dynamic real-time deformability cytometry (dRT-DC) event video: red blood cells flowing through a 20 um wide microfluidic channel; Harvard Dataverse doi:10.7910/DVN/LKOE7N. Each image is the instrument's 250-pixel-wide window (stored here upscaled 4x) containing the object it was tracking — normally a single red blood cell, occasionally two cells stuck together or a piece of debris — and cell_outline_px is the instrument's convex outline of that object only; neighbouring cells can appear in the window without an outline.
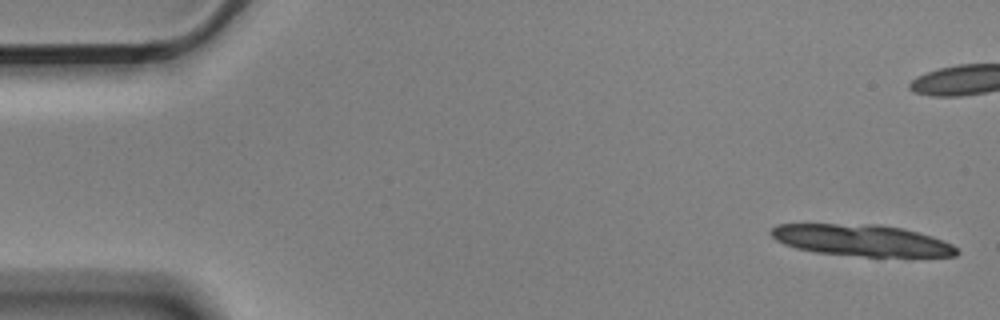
{"species": "Egyptian fruit bat (a non-hibernating species)", "species_latin": "Rousettus aegyptiacus", "temperature_condition": "cold", "stored_images_in_passage": 8, "camera_frame_rate_fps": 3000, "um_per_image_px": 0.085, "animal": {"sex": "male"}, "frame": {"image": 1, "passage_image": 1, "time_ms": 0.0, "image_size_px": [1000, 320], "cell_outline_px": [[960, 252], [956, 256], [864, 256], [816, 252], [796, 248], [784, 244], [776, 240], [768, 232], [776, 224], [880, 224], [904, 228], [920, 232], [932, 236], [952, 244]], "centroid_in_image_um": [73.24, 20.41], "position_along_channel_um": 11.8, "area_um2": 34.1}}
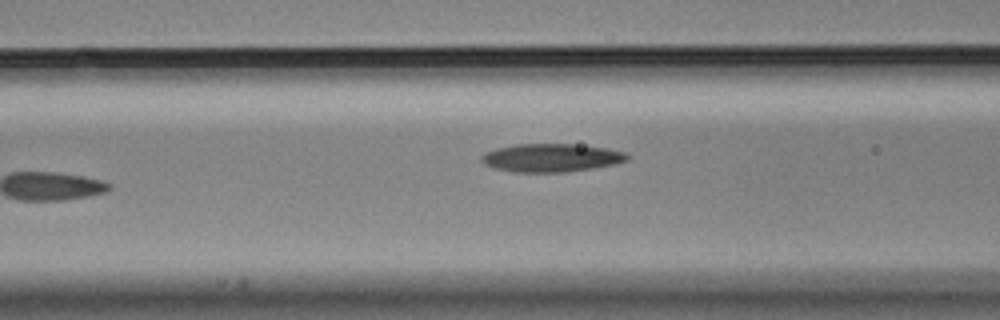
{"frame": {"image": 2, "passage_image": 7, "time_ms": 2.0, "image_size_px": [1000, 320], "cell_outline_px": [[632, 156], [628, 160], [616, 164], [568, 172], [512, 172], [492, 168], [484, 164], [480, 160], [480, 156], [484, 152], [496, 148], [516, 144], [572, 144], [608, 148], [624, 152]], "centroid_in_image_um": [46.84, 13.41], "position_along_channel_um": 119.8, "area_um2": 24.28}}
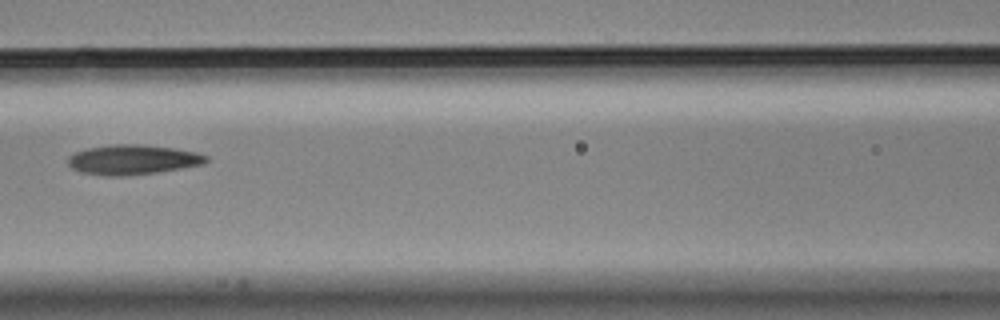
{"frame": {"image": 3, "passage_image": 8, "time_ms": 2.333, "image_size_px": [1000, 320], "cell_outline_px": [[208, 160], [204, 164], [156, 172], [124, 176], [104, 176], [80, 172], [72, 168], [68, 164], [68, 156], [76, 152], [88, 148], [112, 144], [140, 144], [172, 148], [196, 152], [208, 156]], "centroid_in_image_um": [11.26, 13.57], "position_along_channel_um": 155.3, "area_um2": 23.93}}